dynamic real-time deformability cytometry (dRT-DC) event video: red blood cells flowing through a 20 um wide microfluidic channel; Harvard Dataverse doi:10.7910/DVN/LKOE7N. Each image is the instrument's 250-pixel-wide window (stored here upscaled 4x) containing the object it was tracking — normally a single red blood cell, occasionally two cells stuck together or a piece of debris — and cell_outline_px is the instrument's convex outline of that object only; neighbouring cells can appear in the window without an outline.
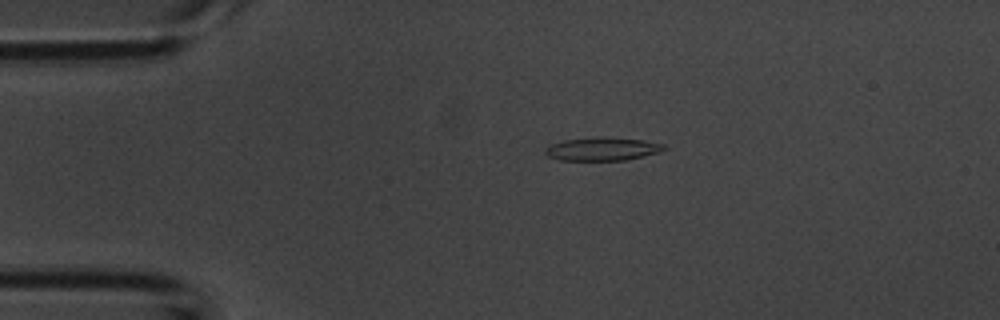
{"species": "common noctule bat (a hibernating species)", "species_latin": "Nyctalus noctula", "temperature_condition": "room temperature", "stored_images_in_passage": 45, "camera_frame_rate_fps": 3000, "um_per_image_px": 0.085, "animal": {"sex": "male", "body_mass_g": 20.1, "forearm_length_mm": 53.5}, "frame": {"image": 1, "passage_image": 2, "time_ms": 0.333, "image_size_px": [1000, 320], "cell_outline_px": [[664, 148], [656, 152], [624, 160], [560, 160], [548, 156], [544, 152], [544, 148], [548, 144], [564, 140], [596, 136], [600, 136], [644, 140], [664, 144]], "centroid_in_image_um": [51.09, 12.64], "position_along_channel_um": 33.9, "area_um2": 16.01}}
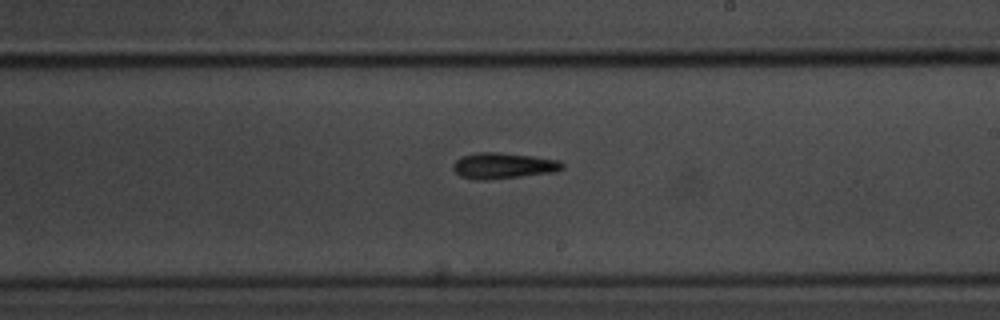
{"frame": {"image": 2, "passage_image": 22, "time_ms": 7.0, "image_size_px": [1000, 320], "cell_outline_px": [[564, 168], [556, 172], [488, 180], [472, 180], [460, 176], [452, 168], [452, 164], [460, 156], [476, 152], [500, 152], [532, 156], [560, 160], [564, 164]], "centroid_in_image_um": [42.76, 14.08], "position_along_channel_um": 246.2, "area_um2": 16.82}}
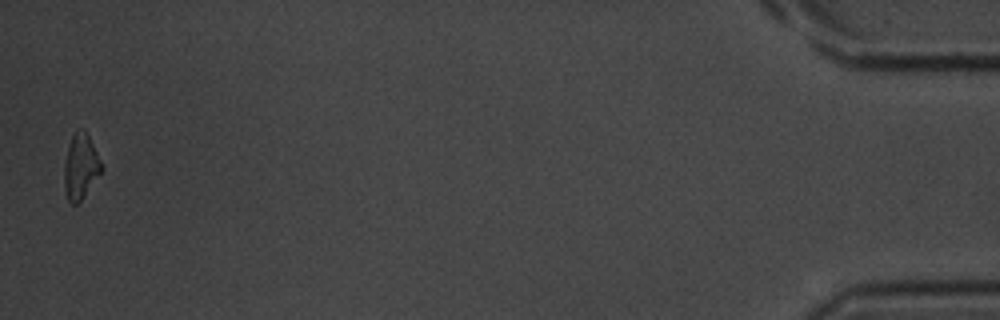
{"frame": {"image": 3, "passage_image": 44, "time_ms": 14.333, "image_size_px": [1000, 320], "cell_outline_px": [[104, 168], [80, 200], [76, 204], [72, 204], [68, 200], [64, 188], [64, 164], [68, 148], [72, 136], [76, 132], [84, 128]], "centroid_in_image_um": [6.84, 14.17], "position_along_channel_um": 428.4, "area_um2": 13.7}, "authors_computed_cell_mechanics": {"area_um2": 15.3748, "velocity_mm_per_s": 3.7585, "shape_relaxation_time_tau1_ms": 4.2673, "shape_relaxation_time_tau2_ms": null, "deformation_change_tau1": 0.1656, "deformation_change_tau2": null}}